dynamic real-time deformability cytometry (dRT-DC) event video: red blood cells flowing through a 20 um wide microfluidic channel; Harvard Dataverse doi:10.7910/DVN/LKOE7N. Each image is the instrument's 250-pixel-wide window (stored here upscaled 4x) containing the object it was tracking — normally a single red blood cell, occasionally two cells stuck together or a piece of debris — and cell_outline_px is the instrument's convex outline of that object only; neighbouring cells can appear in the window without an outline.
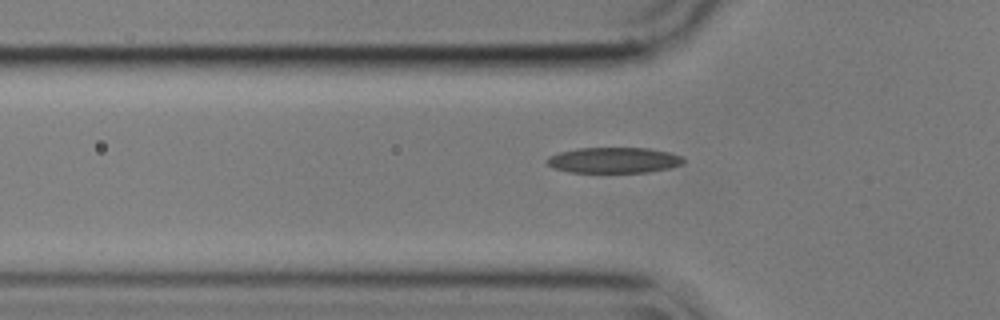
{"species": "common noctule bat (a hibernating species)", "species_latin": "Nyctalus noctula", "temperature_condition": "cold", "stored_images_in_passage": 38, "camera_frame_rate_fps": 3000, "um_per_image_px": 0.085, "animal": {"sex": "male", "body_mass_g": 17.9}, "frame": {"image": 1, "passage_image": 7, "time_ms": 2.0, "image_size_px": [1000, 320], "cell_outline_px": [[684, 164], [672, 168], [648, 172], [568, 172], [552, 168], [544, 160], [548, 156], [560, 152], [576, 148], [648, 148], [668, 152], [680, 156], [684, 160]], "centroid_in_image_um": [52.15, 13.62], "position_along_channel_um": 73.6, "area_um2": 20.58}}
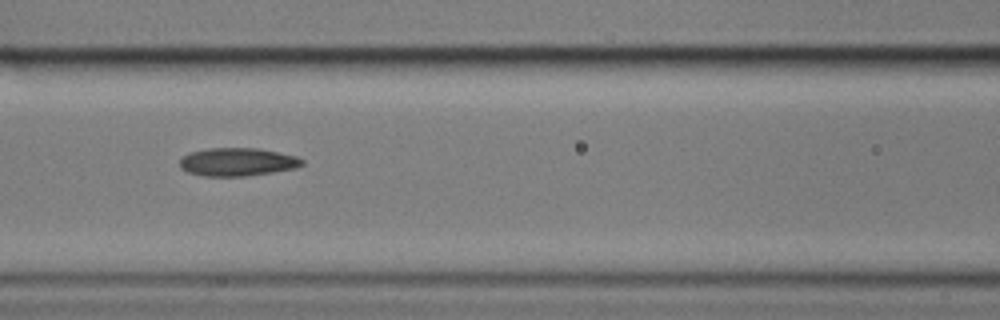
{"frame": {"image": 2, "passage_image": 13, "time_ms": 4.0, "image_size_px": [1000, 320], "cell_outline_px": [[304, 164], [296, 168], [272, 172], [244, 176], [204, 176], [188, 172], [180, 168], [180, 160], [184, 156], [192, 152], [208, 148], [256, 148], [296, 156], [304, 160]], "centroid_in_image_um": [20.19, 13.77], "position_along_channel_um": 146.4, "area_um2": 19.88}}
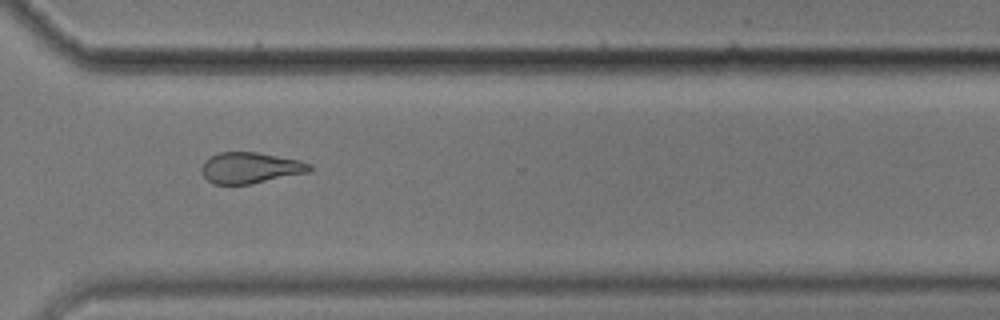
{"frame": {"image": 3, "passage_image": 30, "time_ms": 9.667, "image_size_px": [1000, 320], "cell_outline_px": [[312, 168], [308, 172], [252, 184], [212, 184], [204, 176], [200, 168], [204, 160], [220, 152], [256, 152], [300, 160], [312, 164]], "centroid_in_image_um": [21.27, 14.27], "position_along_channel_um": 349.3, "area_um2": 19.54}}